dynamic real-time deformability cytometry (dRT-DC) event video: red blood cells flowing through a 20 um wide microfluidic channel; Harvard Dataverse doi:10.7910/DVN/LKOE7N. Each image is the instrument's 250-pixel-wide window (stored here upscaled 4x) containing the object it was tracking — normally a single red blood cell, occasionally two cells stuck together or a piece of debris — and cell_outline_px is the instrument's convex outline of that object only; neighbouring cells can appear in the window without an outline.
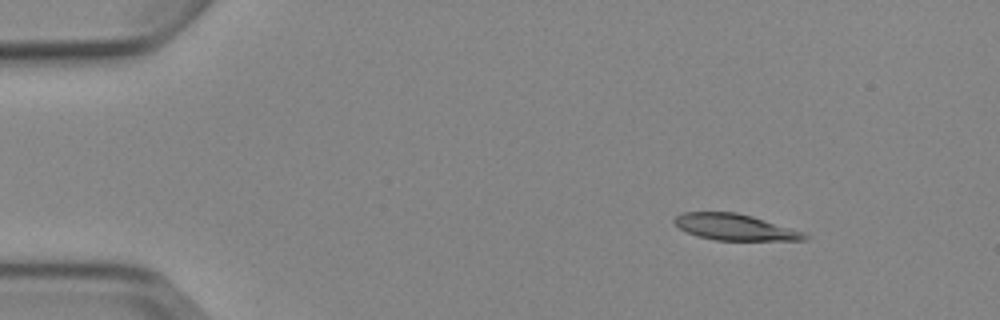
{"species": "Egyptian fruit bat (a non-hibernating species)", "species_latin": "Rousettus aegyptiacus", "temperature_condition": "cold", "stored_images_in_passage": 6, "camera_frame_rate_fps": 3000, "um_per_image_px": 0.085, "animal": {"sex": "female"}, "frame": {"image": 1, "passage_image": 1, "time_ms": 0.0, "image_size_px": [1000, 320], "cell_outline_px": [[808, 240], [716, 240], [696, 236], [680, 228], [672, 220], [676, 216], [684, 212], [736, 212], [752, 216], [804, 232], [808, 236]], "centroid_in_image_um": [62.46, 19.31], "position_along_channel_um": 22.5, "area_um2": 19.71}}
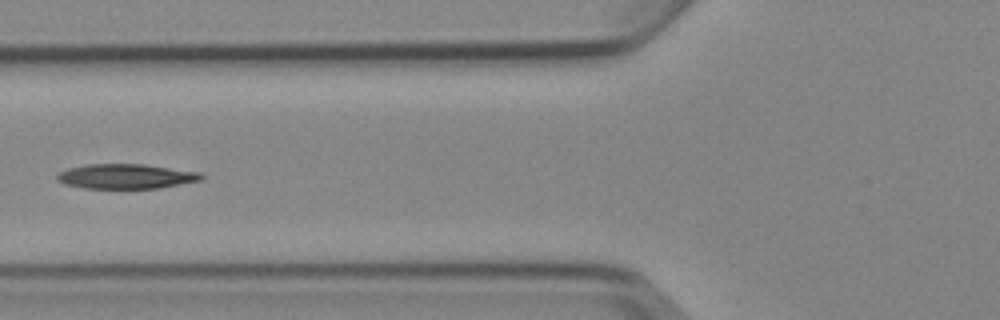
{"frame": {"image": 2, "passage_image": 5, "time_ms": 4.667, "image_size_px": [1000, 320], "cell_outline_px": [[204, 180], [160, 188], [84, 188], [64, 184], [56, 180], [56, 176], [60, 172], [68, 168], [88, 164], [144, 164], [200, 172], [204, 176]], "centroid_in_image_um": [10.73, 14.99], "position_along_channel_um": 115.1, "area_um2": 20.92}}
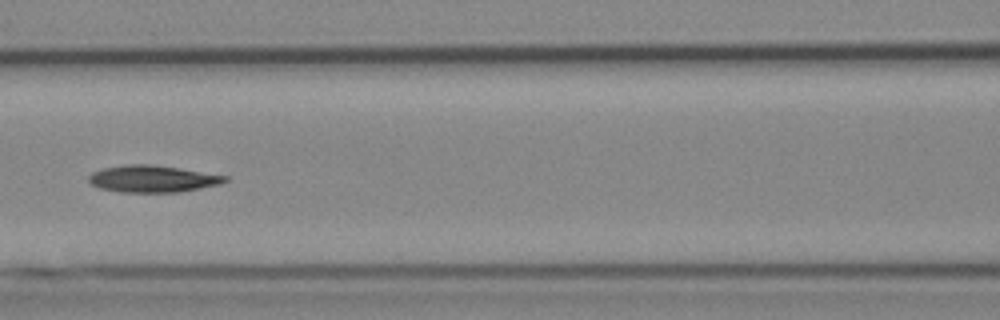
{"frame": {"image": 3, "passage_image": 6, "time_ms": 5.667, "image_size_px": [1000, 320], "cell_outline_px": [[228, 180], [220, 184], [180, 192], [120, 192], [100, 188], [92, 184], [88, 180], [88, 176], [92, 172], [104, 168], [128, 164], [152, 164], [180, 168], [228, 176]], "centroid_in_image_um": [12.97, 15.19], "position_along_channel_um": 153.6, "area_um2": 21.33}}